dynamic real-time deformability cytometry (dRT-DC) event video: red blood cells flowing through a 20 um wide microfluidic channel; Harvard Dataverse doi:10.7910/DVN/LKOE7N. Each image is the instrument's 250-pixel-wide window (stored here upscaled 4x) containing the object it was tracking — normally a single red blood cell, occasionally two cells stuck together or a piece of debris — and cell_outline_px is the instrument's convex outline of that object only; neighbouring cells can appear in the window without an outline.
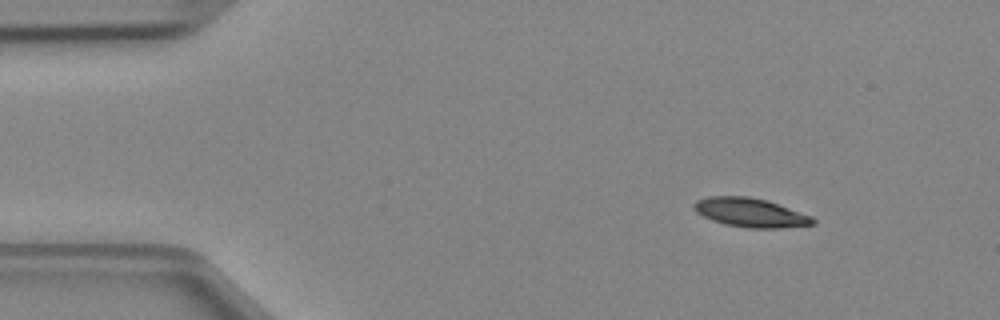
{"species": "Egyptian fruit bat (a non-hibernating species)", "species_latin": "Rousettus aegyptiacus", "temperature_condition": "cold", "stored_images_in_passage": 4, "segment_of_instrument_passage": [2, 2], "camera_frame_rate_fps": 3000, "um_per_image_px": 0.085, "animal": {"sex": "female"}, "frame": {"image": 1, "passage_image": 4, "time_ms": 1.0, "image_size_px": [1000, 320], "cell_outline_px": [[816, 224], [776, 228], [748, 228], [724, 224], [712, 220], [696, 212], [692, 208], [692, 204], [696, 200], [708, 196], [748, 196], [768, 200], [812, 216], [816, 220]], "centroid_in_image_um": [63.77, 18.06], "position_along_channel_um": 21.2, "area_um2": 20.23}}